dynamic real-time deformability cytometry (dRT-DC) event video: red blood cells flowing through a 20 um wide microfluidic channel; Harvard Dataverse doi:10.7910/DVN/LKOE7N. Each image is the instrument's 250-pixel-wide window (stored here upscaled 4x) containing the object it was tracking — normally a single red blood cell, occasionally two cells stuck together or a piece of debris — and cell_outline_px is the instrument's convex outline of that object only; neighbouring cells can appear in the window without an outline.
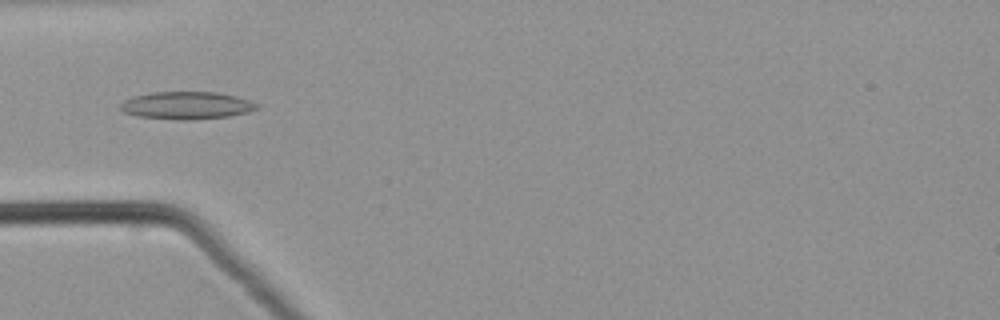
{"species": "common noctule bat (a hibernating species)", "species_latin": "Nyctalus noctula", "temperature_condition": "warm", "stored_images_in_passage": 51, "camera_frame_rate_fps": 3000, "um_per_image_px": 0.085, "animal": {"sex": "male", "body_mass_g": 21.5, "forearm_length_mm": 52.0}, "frame": {"image": 1, "passage_image": 17, "time_ms": 5.333, "image_size_px": [1000, 320], "cell_outline_px": [[260, 108], [248, 112], [228, 116], [188, 120], [176, 120], [140, 116], [124, 112], [120, 108], [120, 104], [124, 100], [132, 96], [152, 92], [216, 92], [236, 96], [260, 104]], "centroid_in_image_um": [15.88, 8.96], "position_along_channel_um": 69.1, "area_um2": 21.91}}
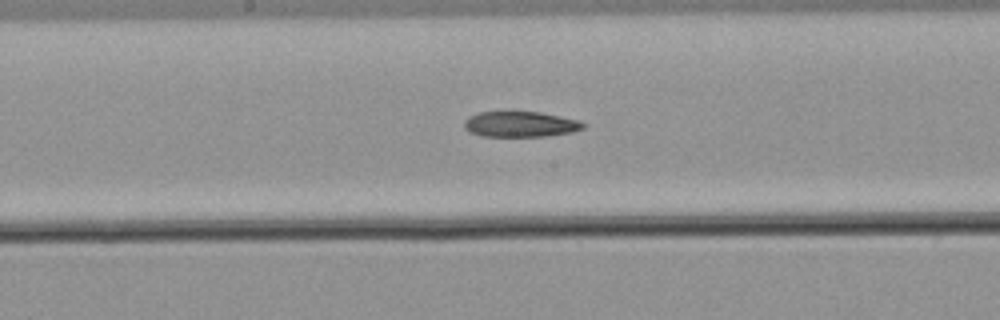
{"frame": {"image": 2, "passage_image": 27, "time_ms": 8.667, "image_size_px": [1000, 320], "cell_outline_px": [[584, 128], [572, 132], [544, 136], [484, 136], [472, 132], [464, 128], [464, 120], [468, 116], [480, 112], [504, 108], [512, 108], [540, 112], [560, 116], [576, 120], [584, 124]], "centroid_in_image_um": [44.15, 10.49], "position_along_channel_um": 204.0, "area_um2": 18.44}}
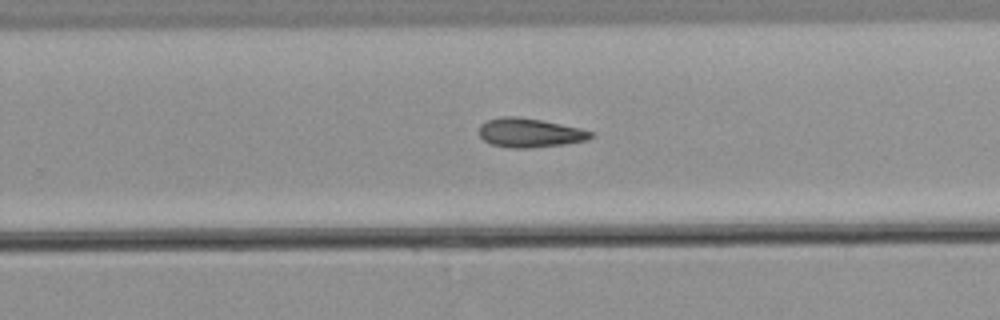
{"frame": {"image": 3, "passage_image": 33, "time_ms": 10.667, "image_size_px": [1000, 320], "cell_outline_px": [[592, 136], [588, 140], [564, 144], [532, 148], [508, 148], [492, 144], [484, 140], [480, 136], [480, 124], [488, 120], [500, 116], [520, 116], [580, 128], [592, 132]], "centroid_in_image_um": [45.01, 11.29], "position_along_channel_um": 284.8, "area_um2": 18.9}}